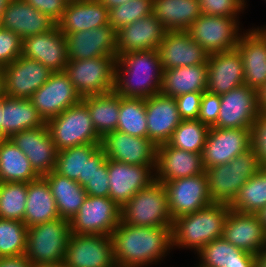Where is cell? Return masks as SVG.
Listing matches in <instances>:
<instances>
[{
  "mask_svg": "<svg viewBox=\"0 0 266 267\" xmlns=\"http://www.w3.org/2000/svg\"><path fill=\"white\" fill-rule=\"evenodd\" d=\"M111 238L116 267L156 265L173 249L172 226L143 227L120 221Z\"/></svg>",
  "mask_w": 266,
  "mask_h": 267,
  "instance_id": "6da1fadb",
  "label": "cell"
},
{
  "mask_svg": "<svg viewBox=\"0 0 266 267\" xmlns=\"http://www.w3.org/2000/svg\"><path fill=\"white\" fill-rule=\"evenodd\" d=\"M163 68L157 50L117 55L114 91L124 98L147 99L160 93Z\"/></svg>",
  "mask_w": 266,
  "mask_h": 267,
  "instance_id": "7a4b0ae2",
  "label": "cell"
},
{
  "mask_svg": "<svg viewBox=\"0 0 266 267\" xmlns=\"http://www.w3.org/2000/svg\"><path fill=\"white\" fill-rule=\"evenodd\" d=\"M230 206L222 203L182 215L173 220L172 247L198 252L203 246L223 236Z\"/></svg>",
  "mask_w": 266,
  "mask_h": 267,
  "instance_id": "3957f363",
  "label": "cell"
},
{
  "mask_svg": "<svg viewBox=\"0 0 266 267\" xmlns=\"http://www.w3.org/2000/svg\"><path fill=\"white\" fill-rule=\"evenodd\" d=\"M261 168L253 148L237 155L229 163L206 168L208 190L213 203L230 205L240 188Z\"/></svg>",
  "mask_w": 266,
  "mask_h": 267,
  "instance_id": "277c9868",
  "label": "cell"
},
{
  "mask_svg": "<svg viewBox=\"0 0 266 267\" xmlns=\"http://www.w3.org/2000/svg\"><path fill=\"white\" fill-rule=\"evenodd\" d=\"M70 234V220L62 218L29 227L26 259L32 266L64 261Z\"/></svg>",
  "mask_w": 266,
  "mask_h": 267,
  "instance_id": "5b68a950",
  "label": "cell"
},
{
  "mask_svg": "<svg viewBox=\"0 0 266 267\" xmlns=\"http://www.w3.org/2000/svg\"><path fill=\"white\" fill-rule=\"evenodd\" d=\"M121 221L143 227L172 226L168 199L162 182L153 181L121 207Z\"/></svg>",
  "mask_w": 266,
  "mask_h": 267,
  "instance_id": "8992f818",
  "label": "cell"
},
{
  "mask_svg": "<svg viewBox=\"0 0 266 267\" xmlns=\"http://www.w3.org/2000/svg\"><path fill=\"white\" fill-rule=\"evenodd\" d=\"M46 125L57 151L101 142V137L97 134L90 118L87 105L82 100L47 121Z\"/></svg>",
  "mask_w": 266,
  "mask_h": 267,
  "instance_id": "52a82bcc",
  "label": "cell"
},
{
  "mask_svg": "<svg viewBox=\"0 0 266 267\" xmlns=\"http://www.w3.org/2000/svg\"><path fill=\"white\" fill-rule=\"evenodd\" d=\"M117 57L69 60L65 74L81 97L114 91Z\"/></svg>",
  "mask_w": 266,
  "mask_h": 267,
  "instance_id": "ba28073f",
  "label": "cell"
},
{
  "mask_svg": "<svg viewBox=\"0 0 266 267\" xmlns=\"http://www.w3.org/2000/svg\"><path fill=\"white\" fill-rule=\"evenodd\" d=\"M121 221V207L110 197L87 196L70 220L71 234L111 236Z\"/></svg>",
  "mask_w": 266,
  "mask_h": 267,
  "instance_id": "9c48e42d",
  "label": "cell"
},
{
  "mask_svg": "<svg viewBox=\"0 0 266 267\" xmlns=\"http://www.w3.org/2000/svg\"><path fill=\"white\" fill-rule=\"evenodd\" d=\"M239 23V18L201 14L187 31L208 54H213L236 48L242 35Z\"/></svg>",
  "mask_w": 266,
  "mask_h": 267,
  "instance_id": "30bf717a",
  "label": "cell"
},
{
  "mask_svg": "<svg viewBox=\"0 0 266 267\" xmlns=\"http://www.w3.org/2000/svg\"><path fill=\"white\" fill-rule=\"evenodd\" d=\"M172 220L194 213L213 203L205 171L199 175L162 182Z\"/></svg>",
  "mask_w": 266,
  "mask_h": 267,
  "instance_id": "8fae6325",
  "label": "cell"
},
{
  "mask_svg": "<svg viewBox=\"0 0 266 267\" xmlns=\"http://www.w3.org/2000/svg\"><path fill=\"white\" fill-rule=\"evenodd\" d=\"M252 148L251 129L210 127L201 156L203 168L229 163Z\"/></svg>",
  "mask_w": 266,
  "mask_h": 267,
  "instance_id": "7c38bea8",
  "label": "cell"
},
{
  "mask_svg": "<svg viewBox=\"0 0 266 267\" xmlns=\"http://www.w3.org/2000/svg\"><path fill=\"white\" fill-rule=\"evenodd\" d=\"M106 161L100 143L83 144L58 151L54 171L84 188Z\"/></svg>",
  "mask_w": 266,
  "mask_h": 267,
  "instance_id": "4fadbf2b",
  "label": "cell"
},
{
  "mask_svg": "<svg viewBox=\"0 0 266 267\" xmlns=\"http://www.w3.org/2000/svg\"><path fill=\"white\" fill-rule=\"evenodd\" d=\"M64 264L66 267H116L111 236L70 234Z\"/></svg>",
  "mask_w": 266,
  "mask_h": 267,
  "instance_id": "5bb4252c",
  "label": "cell"
},
{
  "mask_svg": "<svg viewBox=\"0 0 266 267\" xmlns=\"http://www.w3.org/2000/svg\"><path fill=\"white\" fill-rule=\"evenodd\" d=\"M45 122L82 100L64 71L53 72L30 98Z\"/></svg>",
  "mask_w": 266,
  "mask_h": 267,
  "instance_id": "9a60e30c",
  "label": "cell"
},
{
  "mask_svg": "<svg viewBox=\"0 0 266 267\" xmlns=\"http://www.w3.org/2000/svg\"><path fill=\"white\" fill-rule=\"evenodd\" d=\"M100 148L108 159L131 165H151L156 169L157 146L148 138L115 130L101 138Z\"/></svg>",
  "mask_w": 266,
  "mask_h": 267,
  "instance_id": "2e32d148",
  "label": "cell"
},
{
  "mask_svg": "<svg viewBox=\"0 0 266 267\" xmlns=\"http://www.w3.org/2000/svg\"><path fill=\"white\" fill-rule=\"evenodd\" d=\"M109 196L119 207L155 181L151 165H131L108 159Z\"/></svg>",
  "mask_w": 266,
  "mask_h": 267,
  "instance_id": "e0dca14e",
  "label": "cell"
},
{
  "mask_svg": "<svg viewBox=\"0 0 266 267\" xmlns=\"http://www.w3.org/2000/svg\"><path fill=\"white\" fill-rule=\"evenodd\" d=\"M220 100V111L214 127L251 129L260 114L255 89L243 84L220 95Z\"/></svg>",
  "mask_w": 266,
  "mask_h": 267,
  "instance_id": "ac0fdd59",
  "label": "cell"
},
{
  "mask_svg": "<svg viewBox=\"0 0 266 267\" xmlns=\"http://www.w3.org/2000/svg\"><path fill=\"white\" fill-rule=\"evenodd\" d=\"M3 72L5 95L21 99H29L53 73L41 62L22 55L5 66Z\"/></svg>",
  "mask_w": 266,
  "mask_h": 267,
  "instance_id": "d6986e66",
  "label": "cell"
},
{
  "mask_svg": "<svg viewBox=\"0 0 266 267\" xmlns=\"http://www.w3.org/2000/svg\"><path fill=\"white\" fill-rule=\"evenodd\" d=\"M68 60L117 57L116 30L110 25L65 33Z\"/></svg>",
  "mask_w": 266,
  "mask_h": 267,
  "instance_id": "ffe728a7",
  "label": "cell"
},
{
  "mask_svg": "<svg viewBox=\"0 0 266 267\" xmlns=\"http://www.w3.org/2000/svg\"><path fill=\"white\" fill-rule=\"evenodd\" d=\"M236 49L244 66V84L256 91L266 83V26L247 29Z\"/></svg>",
  "mask_w": 266,
  "mask_h": 267,
  "instance_id": "44dd1931",
  "label": "cell"
},
{
  "mask_svg": "<svg viewBox=\"0 0 266 267\" xmlns=\"http://www.w3.org/2000/svg\"><path fill=\"white\" fill-rule=\"evenodd\" d=\"M222 237L253 255H258L266 248V228L256 214L230 210L224 223Z\"/></svg>",
  "mask_w": 266,
  "mask_h": 267,
  "instance_id": "7402d4cb",
  "label": "cell"
},
{
  "mask_svg": "<svg viewBox=\"0 0 266 267\" xmlns=\"http://www.w3.org/2000/svg\"><path fill=\"white\" fill-rule=\"evenodd\" d=\"M22 56L41 62L52 72H62L68 63L66 39L56 25L53 29L22 39Z\"/></svg>",
  "mask_w": 266,
  "mask_h": 267,
  "instance_id": "603a6c76",
  "label": "cell"
},
{
  "mask_svg": "<svg viewBox=\"0 0 266 267\" xmlns=\"http://www.w3.org/2000/svg\"><path fill=\"white\" fill-rule=\"evenodd\" d=\"M10 139L26 155L41 177L54 170L58 151L46 124L15 133Z\"/></svg>",
  "mask_w": 266,
  "mask_h": 267,
  "instance_id": "cb8c5ba5",
  "label": "cell"
},
{
  "mask_svg": "<svg viewBox=\"0 0 266 267\" xmlns=\"http://www.w3.org/2000/svg\"><path fill=\"white\" fill-rule=\"evenodd\" d=\"M157 51L163 70L204 64L209 57L188 31H167Z\"/></svg>",
  "mask_w": 266,
  "mask_h": 267,
  "instance_id": "d4e9b609",
  "label": "cell"
},
{
  "mask_svg": "<svg viewBox=\"0 0 266 267\" xmlns=\"http://www.w3.org/2000/svg\"><path fill=\"white\" fill-rule=\"evenodd\" d=\"M207 63V92L223 95L244 84L243 61L236 48L209 54Z\"/></svg>",
  "mask_w": 266,
  "mask_h": 267,
  "instance_id": "484cf974",
  "label": "cell"
},
{
  "mask_svg": "<svg viewBox=\"0 0 266 267\" xmlns=\"http://www.w3.org/2000/svg\"><path fill=\"white\" fill-rule=\"evenodd\" d=\"M167 30L153 14L116 31L117 55L128 52L157 50Z\"/></svg>",
  "mask_w": 266,
  "mask_h": 267,
  "instance_id": "4316f807",
  "label": "cell"
},
{
  "mask_svg": "<svg viewBox=\"0 0 266 267\" xmlns=\"http://www.w3.org/2000/svg\"><path fill=\"white\" fill-rule=\"evenodd\" d=\"M146 120L148 139L156 146L167 143L182 121L175 97L157 93L147 98Z\"/></svg>",
  "mask_w": 266,
  "mask_h": 267,
  "instance_id": "83f0119b",
  "label": "cell"
},
{
  "mask_svg": "<svg viewBox=\"0 0 266 267\" xmlns=\"http://www.w3.org/2000/svg\"><path fill=\"white\" fill-rule=\"evenodd\" d=\"M201 153L177 149L168 143L157 146L155 180L166 182L203 173Z\"/></svg>",
  "mask_w": 266,
  "mask_h": 267,
  "instance_id": "f1b7e54d",
  "label": "cell"
},
{
  "mask_svg": "<svg viewBox=\"0 0 266 267\" xmlns=\"http://www.w3.org/2000/svg\"><path fill=\"white\" fill-rule=\"evenodd\" d=\"M0 22L1 28L12 31L22 39L47 32L57 25L53 19L24 0H11Z\"/></svg>",
  "mask_w": 266,
  "mask_h": 267,
  "instance_id": "f546056e",
  "label": "cell"
},
{
  "mask_svg": "<svg viewBox=\"0 0 266 267\" xmlns=\"http://www.w3.org/2000/svg\"><path fill=\"white\" fill-rule=\"evenodd\" d=\"M109 24V9L98 0H77L68 2L58 29L65 33L91 30Z\"/></svg>",
  "mask_w": 266,
  "mask_h": 267,
  "instance_id": "4dcf8cb0",
  "label": "cell"
},
{
  "mask_svg": "<svg viewBox=\"0 0 266 267\" xmlns=\"http://www.w3.org/2000/svg\"><path fill=\"white\" fill-rule=\"evenodd\" d=\"M46 122L29 99L4 95L2 104L1 139L25 129L39 128Z\"/></svg>",
  "mask_w": 266,
  "mask_h": 267,
  "instance_id": "1f68e13d",
  "label": "cell"
},
{
  "mask_svg": "<svg viewBox=\"0 0 266 267\" xmlns=\"http://www.w3.org/2000/svg\"><path fill=\"white\" fill-rule=\"evenodd\" d=\"M208 63L163 70L160 93L169 97L207 90Z\"/></svg>",
  "mask_w": 266,
  "mask_h": 267,
  "instance_id": "d6a6232c",
  "label": "cell"
},
{
  "mask_svg": "<svg viewBox=\"0 0 266 267\" xmlns=\"http://www.w3.org/2000/svg\"><path fill=\"white\" fill-rule=\"evenodd\" d=\"M152 14L167 31H187L201 11L198 0H152Z\"/></svg>",
  "mask_w": 266,
  "mask_h": 267,
  "instance_id": "836d02e7",
  "label": "cell"
},
{
  "mask_svg": "<svg viewBox=\"0 0 266 267\" xmlns=\"http://www.w3.org/2000/svg\"><path fill=\"white\" fill-rule=\"evenodd\" d=\"M60 218L57 205L43 177L27 183L24 224L29 228Z\"/></svg>",
  "mask_w": 266,
  "mask_h": 267,
  "instance_id": "e575fe53",
  "label": "cell"
},
{
  "mask_svg": "<svg viewBox=\"0 0 266 267\" xmlns=\"http://www.w3.org/2000/svg\"><path fill=\"white\" fill-rule=\"evenodd\" d=\"M42 177L49 185L60 218L71 220L87 197L84 188L77 181L60 175L54 170Z\"/></svg>",
  "mask_w": 266,
  "mask_h": 267,
  "instance_id": "d590c367",
  "label": "cell"
},
{
  "mask_svg": "<svg viewBox=\"0 0 266 267\" xmlns=\"http://www.w3.org/2000/svg\"><path fill=\"white\" fill-rule=\"evenodd\" d=\"M41 177L10 138L0 139V182L29 183Z\"/></svg>",
  "mask_w": 266,
  "mask_h": 267,
  "instance_id": "8d00e7d4",
  "label": "cell"
},
{
  "mask_svg": "<svg viewBox=\"0 0 266 267\" xmlns=\"http://www.w3.org/2000/svg\"><path fill=\"white\" fill-rule=\"evenodd\" d=\"M82 101L87 105L94 128L101 138L117 129L120 95L111 91L82 97Z\"/></svg>",
  "mask_w": 266,
  "mask_h": 267,
  "instance_id": "74e56055",
  "label": "cell"
},
{
  "mask_svg": "<svg viewBox=\"0 0 266 267\" xmlns=\"http://www.w3.org/2000/svg\"><path fill=\"white\" fill-rule=\"evenodd\" d=\"M197 256L203 267H224L240 260H256V255L237 248L223 237L203 246Z\"/></svg>",
  "mask_w": 266,
  "mask_h": 267,
  "instance_id": "f35d334b",
  "label": "cell"
},
{
  "mask_svg": "<svg viewBox=\"0 0 266 267\" xmlns=\"http://www.w3.org/2000/svg\"><path fill=\"white\" fill-rule=\"evenodd\" d=\"M231 210L256 214L266 206V168H261L240 188Z\"/></svg>",
  "mask_w": 266,
  "mask_h": 267,
  "instance_id": "ab89813d",
  "label": "cell"
},
{
  "mask_svg": "<svg viewBox=\"0 0 266 267\" xmlns=\"http://www.w3.org/2000/svg\"><path fill=\"white\" fill-rule=\"evenodd\" d=\"M118 117L117 131L135 137L148 138L146 99L120 96Z\"/></svg>",
  "mask_w": 266,
  "mask_h": 267,
  "instance_id": "60d3db41",
  "label": "cell"
},
{
  "mask_svg": "<svg viewBox=\"0 0 266 267\" xmlns=\"http://www.w3.org/2000/svg\"><path fill=\"white\" fill-rule=\"evenodd\" d=\"M209 130L198 119L182 120L167 143L177 149L202 153Z\"/></svg>",
  "mask_w": 266,
  "mask_h": 267,
  "instance_id": "b9f144b4",
  "label": "cell"
},
{
  "mask_svg": "<svg viewBox=\"0 0 266 267\" xmlns=\"http://www.w3.org/2000/svg\"><path fill=\"white\" fill-rule=\"evenodd\" d=\"M27 198V183L0 182V219L23 222Z\"/></svg>",
  "mask_w": 266,
  "mask_h": 267,
  "instance_id": "7bdbcfd3",
  "label": "cell"
},
{
  "mask_svg": "<svg viewBox=\"0 0 266 267\" xmlns=\"http://www.w3.org/2000/svg\"><path fill=\"white\" fill-rule=\"evenodd\" d=\"M27 229L24 222L0 219V258L25 255Z\"/></svg>",
  "mask_w": 266,
  "mask_h": 267,
  "instance_id": "ee69618b",
  "label": "cell"
},
{
  "mask_svg": "<svg viewBox=\"0 0 266 267\" xmlns=\"http://www.w3.org/2000/svg\"><path fill=\"white\" fill-rule=\"evenodd\" d=\"M152 14V0H130L109 9V24L118 29Z\"/></svg>",
  "mask_w": 266,
  "mask_h": 267,
  "instance_id": "f6af8a7d",
  "label": "cell"
},
{
  "mask_svg": "<svg viewBox=\"0 0 266 267\" xmlns=\"http://www.w3.org/2000/svg\"><path fill=\"white\" fill-rule=\"evenodd\" d=\"M201 14L239 18L246 7V0H198ZM241 12V13H240Z\"/></svg>",
  "mask_w": 266,
  "mask_h": 267,
  "instance_id": "bcb514c9",
  "label": "cell"
},
{
  "mask_svg": "<svg viewBox=\"0 0 266 267\" xmlns=\"http://www.w3.org/2000/svg\"><path fill=\"white\" fill-rule=\"evenodd\" d=\"M22 38L0 27V67L4 68L21 56Z\"/></svg>",
  "mask_w": 266,
  "mask_h": 267,
  "instance_id": "7dc6e473",
  "label": "cell"
},
{
  "mask_svg": "<svg viewBox=\"0 0 266 267\" xmlns=\"http://www.w3.org/2000/svg\"><path fill=\"white\" fill-rule=\"evenodd\" d=\"M220 105V95L211 94L207 91L203 92L197 119L204 125L214 127L218 120Z\"/></svg>",
  "mask_w": 266,
  "mask_h": 267,
  "instance_id": "c3c4849f",
  "label": "cell"
},
{
  "mask_svg": "<svg viewBox=\"0 0 266 267\" xmlns=\"http://www.w3.org/2000/svg\"><path fill=\"white\" fill-rule=\"evenodd\" d=\"M252 148L262 168H266V113H260L251 127Z\"/></svg>",
  "mask_w": 266,
  "mask_h": 267,
  "instance_id": "681fc988",
  "label": "cell"
},
{
  "mask_svg": "<svg viewBox=\"0 0 266 267\" xmlns=\"http://www.w3.org/2000/svg\"><path fill=\"white\" fill-rule=\"evenodd\" d=\"M203 92H190L175 97L182 120L197 119Z\"/></svg>",
  "mask_w": 266,
  "mask_h": 267,
  "instance_id": "f907efd6",
  "label": "cell"
},
{
  "mask_svg": "<svg viewBox=\"0 0 266 267\" xmlns=\"http://www.w3.org/2000/svg\"><path fill=\"white\" fill-rule=\"evenodd\" d=\"M87 196L108 197L109 196V179H108V158L107 161L97 170V173L88 180L84 187Z\"/></svg>",
  "mask_w": 266,
  "mask_h": 267,
  "instance_id": "816d5d0a",
  "label": "cell"
},
{
  "mask_svg": "<svg viewBox=\"0 0 266 267\" xmlns=\"http://www.w3.org/2000/svg\"><path fill=\"white\" fill-rule=\"evenodd\" d=\"M27 4L31 5L41 13L49 16L56 23L62 17L66 9L67 1L65 0H24Z\"/></svg>",
  "mask_w": 266,
  "mask_h": 267,
  "instance_id": "f5cc1de1",
  "label": "cell"
},
{
  "mask_svg": "<svg viewBox=\"0 0 266 267\" xmlns=\"http://www.w3.org/2000/svg\"><path fill=\"white\" fill-rule=\"evenodd\" d=\"M0 267H32L25 255L0 258Z\"/></svg>",
  "mask_w": 266,
  "mask_h": 267,
  "instance_id": "db71d44e",
  "label": "cell"
},
{
  "mask_svg": "<svg viewBox=\"0 0 266 267\" xmlns=\"http://www.w3.org/2000/svg\"><path fill=\"white\" fill-rule=\"evenodd\" d=\"M257 109L260 113H266V83L257 90Z\"/></svg>",
  "mask_w": 266,
  "mask_h": 267,
  "instance_id": "11a10c76",
  "label": "cell"
},
{
  "mask_svg": "<svg viewBox=\"0 0 266 267\" xmlns=\"http://www.w3.org/2000/svg\"><path fill=\"white\" fill-rule=\"evenodd\" d=\"M224 267H256V260H240Z\"/></svg>",
  "mask_w": 266,
  "mask_h": 267,
  "instance_id": "9f6ffc18",
  "label": "cell"
},
{
  "mask_svg": "<svg viewBox=\"0 0 266 267\" xmlns=\"http://www.w3.org/2000/svg\"><path fill=\"white\" fill-rule=\"evenodd\" d=\"M101 4H104L108 9L129 2L130 0H98Z\"/></svg>",
  "mask_w": 266,
  "mask_h": 267,
  "instance_id": "6f0895ef",
  "label": "cell"
},
{
  "mask_svg": "<svg viewBox=\"0 0 266 267\" xmlns=\"http://www.w3.org/2000/svg\"><path fill=\"white\" fill-rule=\"evenodd\" d=\"M256 267H266V248L256 255Z\"/></svg>",
  "mask_w": 266,
  "mask_h": 267,
  "instance_id": "680465c9",
  "label": "cell"
},
{
  "mask_svg": "<svg viewBox=\"0 0 266 267\" xmlns=\"http://www.w3.org/2000/svg\"><path fill=\"white\" fill-rule=\"evenodd\" d=\"M259 218V221L264 225L266 228V206L263 207L259 212L256 213Z\"/></svg>",
  "mask_w": 266,
  "mask_h": 267,
  "instance_id": "91938a15",
  "label": "cell"
},
{
  "mask_svg": "<svg viewBox=\"0 0 266 267\" xmlns=\"http://www.w3.org/2000/svg\"><path fill=\"white\" fill-rule=\"evenodd\" d=\"M4 95H5L4 72L3 68L0 67V97Z\"/></svg>",
  "mask_w": 266,
  "mask_h": 267,
  "instance_id": "94428289",
  "label": "cell"
},
{
  "mask_svg": "<svg viewBox=\"0 0 266 267\" xmlns=\"http://www.w3.org/2000/svg\"><path fill=\"white\" fill-rule=\"evenodd\" d=\"M32 267H66V266L64 264V261H62V262H56V263H50V264L34 265Z\"/></svg>",
  "mask_w": 266,
  "mask_h": 267,
  "instance_id": "6125c7cd",
  "label": "cell"
},
{
  "mask_svg": "<svg viewBox=\"0 0 266 267\" xmlns=\"http://www.w3.org/2000/svg\"><path fill=\"white\" fill-rule=\"evenodd\" d=\"M11 0H0V21L2 19L3 13L6 9V7L8 6L9 2Z\"/></svg>",
  "mask_w": 266,
  "mask_h": 267,
  "instance_id": "be15d7a7",
  "label": "cell"
},
{
  "mask_svg": "<svg viewBox=\"0 0 266 267\" xmlns=\"http://www.w3.org/2000/svg\"><path fill=\"white\" fill-rule=\"evenodd\" d=\"M4 102V96L0 97V139H1V123H2V104Z\"/></svg>",
  "mask_w": 266,
  "mask_h": 267,
  "instance_id": "e7e4bbea",
  "label": "cell"
},
{
  "mask_svg": "<svg viewBox=\"0 0 266 267\" xmlns=\"http://www.w3.org/2000/svg\"><path fill=\"white\" fill-rule=\"evenodd\" d=\"M65 1H67V2H73V1H77V0H65Z\"/></svg>",
  "mask_w": 266,
  "mask_h": 267,
  "instance_id": "03108f58",
  "label": "cell"
},
{
  "mask_svg": "<svg viewBox=\"0 0 266 267\" xmlns=\"http://www.w3.org/2000/svg\"><path fill=\"white\" fill-rule=\"evenodd\" d=\"M195 267H203L202 265H200L199 263H198V265L197 266H195Z\"/></svg>",
  "mask_w": 266,
  "mask_h": 267,
  "instance_id": "003e7915",
  "label": "cell"
}]
</instances>
